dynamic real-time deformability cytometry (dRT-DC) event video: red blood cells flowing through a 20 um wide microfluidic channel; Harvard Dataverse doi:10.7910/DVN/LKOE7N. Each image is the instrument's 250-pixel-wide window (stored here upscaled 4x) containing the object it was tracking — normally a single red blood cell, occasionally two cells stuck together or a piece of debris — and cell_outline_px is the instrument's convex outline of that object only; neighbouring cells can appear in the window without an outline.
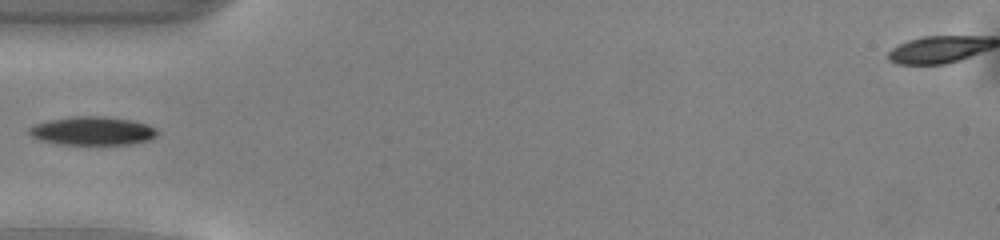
{"species": "common noctule bat (a hibernating species)", "species_latin": "Nyctalus noctula", "temperature_condition": "warm", "stored_images_in_passage": 35, "camera_frame_rate_fps": 3000, "um_per_image_px": 0.085, "animal": {"sex": "male", "body_mass_g": 13.0, "forearm_length_mm": 53.1}, "frame": {"image": 1, "passage_image": 1, "time_ms": 0.0, "image_size_px": [1000, 240], "cell_outline_px": [[160, 132], [152, 140], [128, 144], [60, 144], [40, 140], [32, 136], [28, 132], [28, 128], [36, 124], [48, 120], [72, 116], [100, 116], [132, 120], [148, 124], [156, 128]], "centroid_in_image_um": [7.9, 11.12], "position_along_channel_um": 77.1, "area_um2": 21.39}}
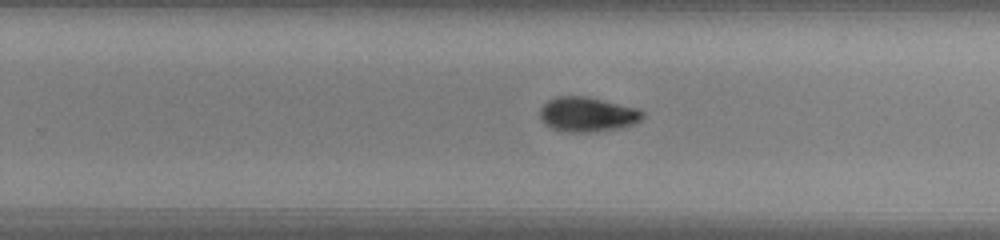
{"frame": {"image": 2, "passage_image": 16, "time_ms": 5.0, "image_size_px": [1000, 240], "cell_outline_px": [[644, 116], [640, 120], [632, 124], [616, 128], [588, 132], [572, 132], [552, 128], [540, 116], [540, 108], [548, 100], [556, 96], [588, 96], [640, 108], [644, 112]], "centroid_in_image_um": [49.96, 9.69], "position_along_channel_um": 279.8, "area_um2": 20.58}}
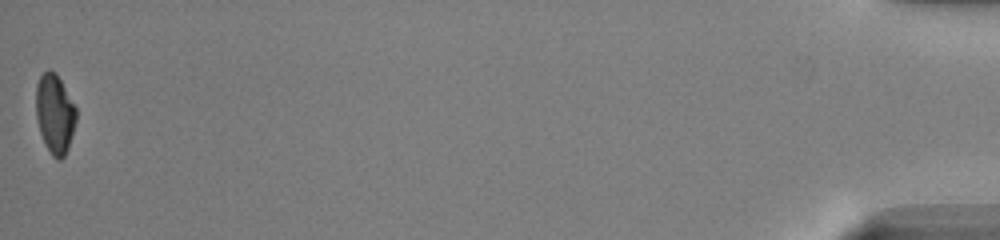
{"frame": {"image": 3, "passage_image": 35, "time_ms": 11.333, "image_size_px": [1000, 240], "cell_outline_px": [[76, 120], [72, 136], [68, 148], [64, 156], [60, 160], [56, 160], [52, 156], [40, 132], [36, 116], [36, 84], [40, 76], [48, 68], [56, 72], [76, 108]], "centroid_in_image_um": [4.66, 9.65], "position_along_channel_um": 430.5, "area_um2": 18.5}}